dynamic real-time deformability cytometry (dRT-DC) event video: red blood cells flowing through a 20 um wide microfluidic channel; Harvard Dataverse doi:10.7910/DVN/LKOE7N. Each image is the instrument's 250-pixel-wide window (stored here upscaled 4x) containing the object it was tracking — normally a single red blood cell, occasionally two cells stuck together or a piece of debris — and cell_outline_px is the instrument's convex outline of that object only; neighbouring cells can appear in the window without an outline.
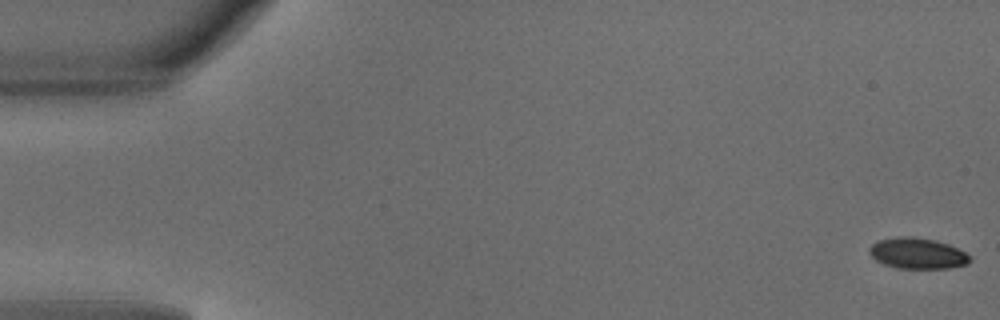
{"species": "common noctule bat (a hibernating species)", "species_latin": "Nyctalus noctula", "temperature_condition": "warm", "stored_images_in_passage": 49, "camera_frame_rate_fps": 3000, "um_per_image_px": 0.085, "animal": {"sex": "male", "body_mass_g": 18.8}, "frame": {"image": 1, "passage_image": 1, "time_ms": 0.0, "image_size_px": [1000, 320], "cell_outline_px": [[972, 260], [968, 264], [948, 268], [896, 268], [884, 264], [876, 260], [868, 252], [868, 248], [872, 244], [880, 240], [896, 236], [912, 236], [936, 240], [948, 244], [972, 256]], "centroid_in_image_um": [77.99, 21.53], "position_along_channel_um": 7.0, "area_um2": 18.21}}
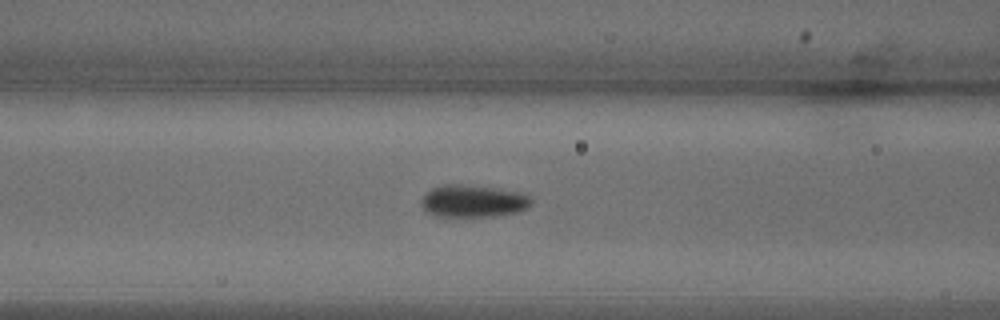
{"frame": {"image": 2, "passage_image": 20, "time_ms": 6.333, "image_size_px": [1000, 320], "cell_outline_px": [[532, 204], [516, 212], [492, 216], [432, 216], [420, 204], [420, 200], [424, 192], [432, 188], [448, 184], [460, 184], [528, 192], [532, 196]], "centroid_in_image_um": [40.22, 17.08], "position_along_channel_um": 126.4, "area_um2": 20.92}}
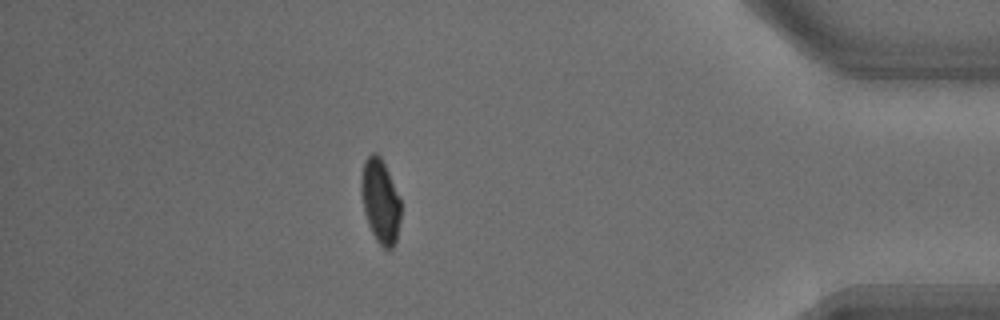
{"frame": {"image": 3, "passage_image": 43, "time_ms": 14.0, "image_size_px": [1000, 320], "cell_outline_px": [[400, 220], [396, 240], [392, 248], [384, 248], [376, 240], [368, 224], [364, 212], [360, 188], [360, 176], [364, 160], [372, 152], [376, 152], [380, 156], [388, 172], [400, 200]], "centroid_in_image_um": [32.3, 17.07], "position_along_channel_um": 402.9, "area_um2": 19.31}, "authors_computed_cell_mechanics": {"area_um2": 19.4786, "velocity_mm_per_s": 4.1618, "shape_relaxation_time_tau1_ms": 2.5724, "shape_relaxation_time_tau2_ms": null, "deformation_change_tau1": 0.1121, "deformation_change_tau2": null}}